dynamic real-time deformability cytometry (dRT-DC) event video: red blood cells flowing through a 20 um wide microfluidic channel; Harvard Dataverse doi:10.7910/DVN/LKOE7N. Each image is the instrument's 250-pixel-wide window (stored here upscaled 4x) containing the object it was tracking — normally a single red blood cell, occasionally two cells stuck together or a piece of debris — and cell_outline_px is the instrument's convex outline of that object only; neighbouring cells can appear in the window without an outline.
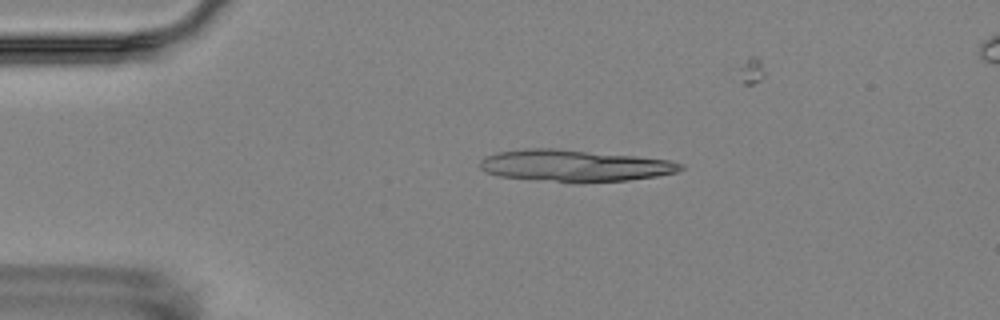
{"species": "Egyptian fruit bat (a non-hibernating species)", "species_latin": "Rousettus aegyptiacus", "temperature_condition": "room temperature", "stored_images_in_passage": 10, "segment_of_instrument_passage": [1, 2], "camera_frame_rate_fps": 3000, "um_per_image_px": 0.085, "animal": {"sex": "female"}, "frame": {"image": 1, "passage_image": 4, "time_ms": 3.333, "image_size_px": [1000, 320], "cell_outline_px": [[684, 168], [676, 172], [656, 176], [628, 180], [536, 180], [500, 176], [484, 172], [480, 168], [480, 160], [484, 156], [496, 152], [524, 148], [556, 148], [636, 156], [668, 160], [684, 164]], "centroid_in_image_um": [48.77, 14.04], "position_along_channel_um": 36.2, "area_um2": 36.36}}